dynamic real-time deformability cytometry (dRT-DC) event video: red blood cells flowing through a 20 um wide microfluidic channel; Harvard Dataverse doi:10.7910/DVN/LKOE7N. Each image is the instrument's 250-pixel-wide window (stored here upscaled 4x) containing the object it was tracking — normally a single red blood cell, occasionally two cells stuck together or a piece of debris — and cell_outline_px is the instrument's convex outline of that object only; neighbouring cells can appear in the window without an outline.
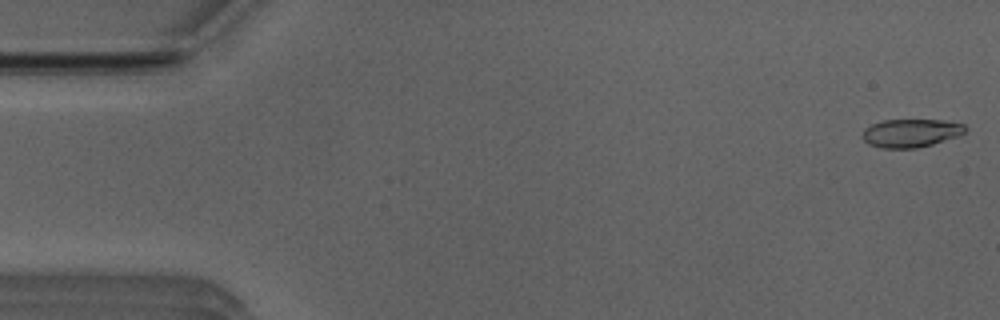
{"species": "Egyptian fruit bat (a non-hibernating species)", "species_latin": "Rousettus aegyptiacus", "temperature_condition": "room temperature", "stored_images_in_passage": 50, "camera_frame_rate_fps": 3000, "um_per_image_px": 0.085, "animal": {"sex": "male"}, "frame": {"image": 1, "passage_image": 1, "time_ms": 0.0, "image_size_px": [1000, 320], "cell_outline_px": [[968, 128], [960, 136], [932, 144], [916, 148], [880, 148], [868, 144], [860, 136], [864, 128], [872, 124], [884, 120], [944, 120], [964, 124]], "centroid_in_image_um": [77.42, 11.31], "position_along_channel_um": 7.6, "area_um2": 17.11}}
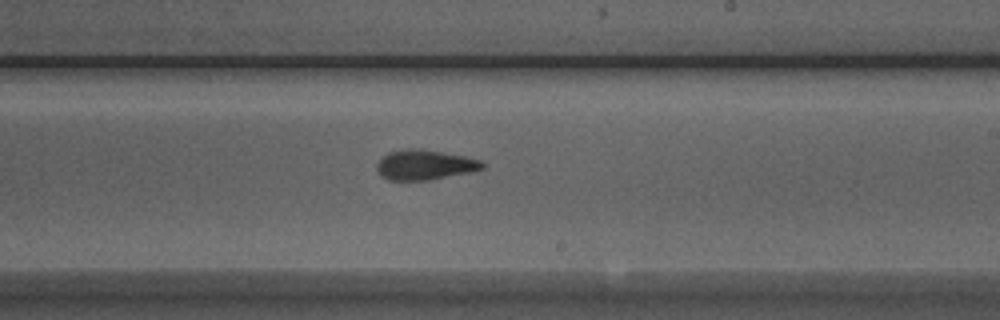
{"frame": {"image": 2, "passage_image": 30, "time_ms": 9.667, "image_size_px": [1000, 320], "cell_outline_px": [[484, 168], [468, 172], [428, 180], [388, 180], [380, 176], [376, 168], [376, 164], [388, 152], [408, 148], [412, 148], [440, 152], [464, 156], [480, 160], [484, 164]], "centroid_in_image_um": [36.05, 14.02], "position_along_channel_um": 252.9, "area_um2": 18.15}}
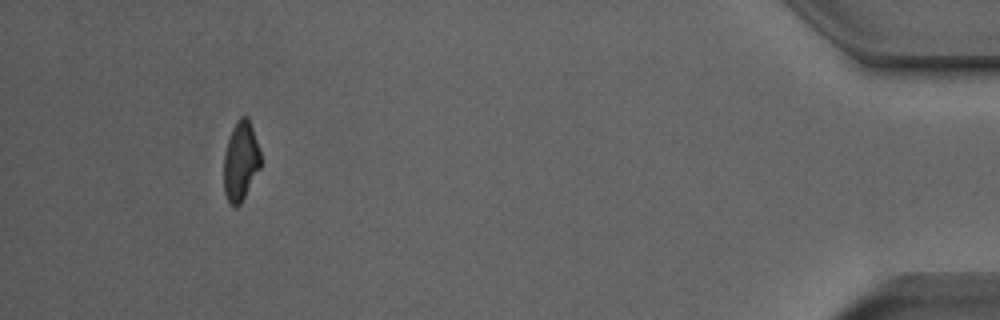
{"frame": {"image": 3, "passage_image": 48, "time_ms": 15.667, "image_size_px": [1000, 320], "cell_outline_px": [[260, 168], [240, 204], [232, 204], [228, 200], [224, 192], [224, 156], [228, 140], [232, 128], [236, 120], [240, 116], [248, 116], [260, 152]], "centroid_in_image_um": [20.45, 13.65], "position_along_channel_um": 414.7, "area_um2": 16.7}}